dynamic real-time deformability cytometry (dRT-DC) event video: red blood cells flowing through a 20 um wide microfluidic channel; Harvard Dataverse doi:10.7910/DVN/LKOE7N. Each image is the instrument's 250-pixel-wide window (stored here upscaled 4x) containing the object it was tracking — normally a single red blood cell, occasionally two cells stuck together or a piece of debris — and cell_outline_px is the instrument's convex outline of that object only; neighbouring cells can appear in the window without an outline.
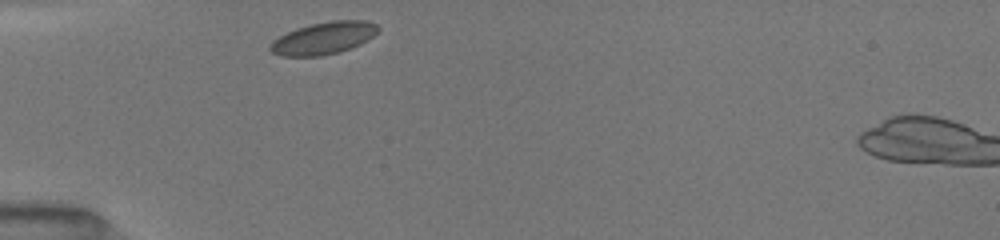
{"species": "common noctule bat (a hibernating species)", "species_latin": "Nyctalus noctula", "temperature_condition": "room temperature", "stored_images_in_passage": 16, "camera_frame_rate_fps": 3000, "um_per_image_px": 0.085, "animal": {"sex": "female", "body_mass_g": 19.5, "forearm_length_mm": 54.1}, "frame": {"image": 1, "passage_image": 1, "time_ms": 0.0, "image_size_px": [1000, 240], "cell_outline_px": [[380, 28], [368, 40], [352, 48], [340, 52], [320, 56], [280, 56], [272, 52], [268, 48], [268, 44], [272, 40], [296, 28], [308, 24], [332, 20], [364, 20], [376, 24]], "centroid_in_image_um": [27.48, 3.24], "position_along_channel_um": 57.5, "area_um2": 20.46}}
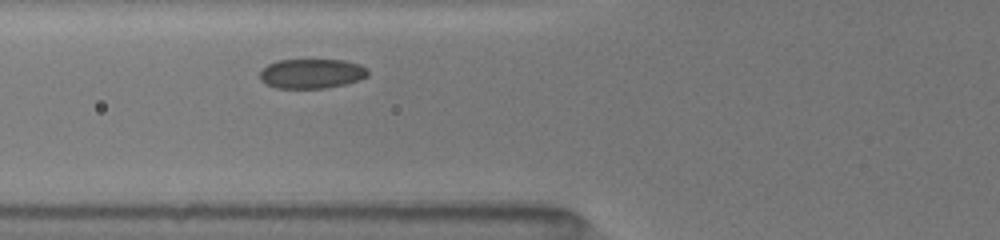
{"frame": {"image": 2, "passage_image": 12, "time_ms": 1.333, "image_size_px": [1000, 240], "cell_outline_px": [[368, 76], [360, 80], [344, 84], [324, 88], [276, 88], [260, 80], [260, 72], [268, 64], [276, 60], [344, 60], [360, 64], [368, 68]], "centroid_in_image_um": [26.51, 6.25], "position_along_channel_um": 99.3, "area_um2": 18.67}}